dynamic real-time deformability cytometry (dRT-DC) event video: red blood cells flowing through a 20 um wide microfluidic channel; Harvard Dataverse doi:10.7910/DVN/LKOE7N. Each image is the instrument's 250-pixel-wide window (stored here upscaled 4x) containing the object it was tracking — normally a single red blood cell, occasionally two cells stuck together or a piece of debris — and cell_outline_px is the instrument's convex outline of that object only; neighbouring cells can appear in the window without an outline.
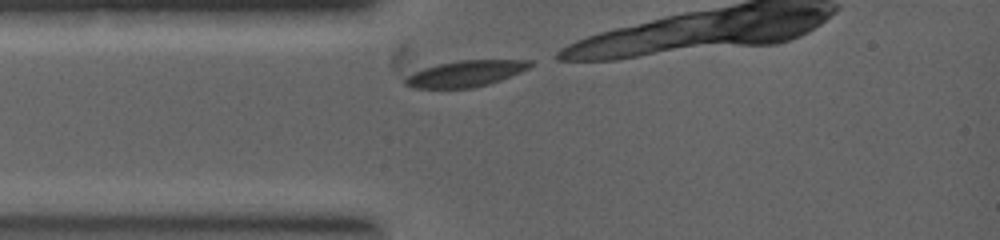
{"species": "common noctule bat (a hibernating species)", "species_latin": "Nyctalus noctula", "temperature_condition": "warm", "stored_images_in_passage": 4, "camera_frame_rate_fps": 5000, "um_per_image_px": 0.085, "animal": {"sex": "female", "body_mass_g": 19.0, "forearm_length_mm": 53.3}, "frame": {"image": 1, "passage_image": 1, "time_ms": 0.0, "image_size_px": [1000, 240], "cell_outline_px": [[532, 64], [528, 68], [520, 72], [488, 84], [472, 88], [416, 88], [404, 84], [404, 80], [408, 76], [424, 68], [440, 64], [460, 60], [532, 60]], "centroid_in_image_um": [39.58, 6.26], "position_along_channel_um": 45.4, "area_um2": 18.61}}